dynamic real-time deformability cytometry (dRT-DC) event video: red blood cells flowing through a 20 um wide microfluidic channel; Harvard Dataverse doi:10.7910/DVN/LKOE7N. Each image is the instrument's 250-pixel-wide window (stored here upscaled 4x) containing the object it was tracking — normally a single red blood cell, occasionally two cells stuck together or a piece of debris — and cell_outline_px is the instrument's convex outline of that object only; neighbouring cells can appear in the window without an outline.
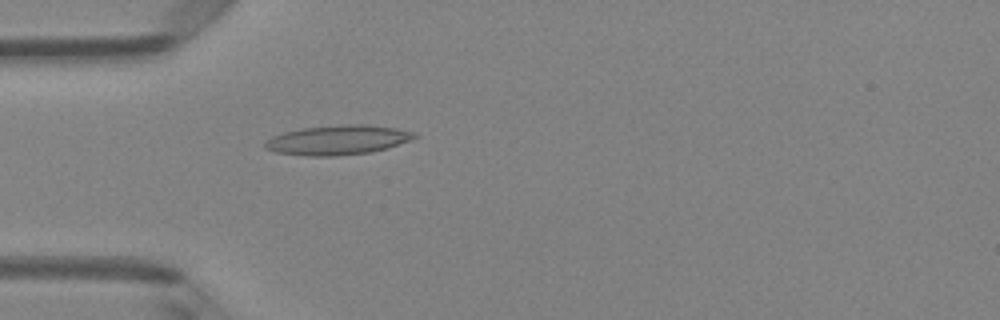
{"species": "Egyptian fruit bat (a non-hibernating species)", "species_latin": "Rousettus aegyptiacus", "temperature_condition": "room temperature", "stored_images_in_passage": 2, "camera_frame_rate_fps": 3000, "um_per_image_px": 0.085, "animal": {"sex": "female"}, "frame": {"image": 1, "passage_image": 2, "time_ms": 0.333, "image_size_px": [1000, 320], "cell_outline_px": [[416, 136], [412, 140], [388, 148], [372, 152], [336, 156], [312, 156], [276, 152], [264, 148], [264, 144], [272, 136], [284, 132], [304, 128], [348, 124], [364, 124], [396, 128], [416, 132]], "centroid_in_image_um": [28.75, 11.9], "position_along_channel_um": 56.2, "area_um2": 25.66}}